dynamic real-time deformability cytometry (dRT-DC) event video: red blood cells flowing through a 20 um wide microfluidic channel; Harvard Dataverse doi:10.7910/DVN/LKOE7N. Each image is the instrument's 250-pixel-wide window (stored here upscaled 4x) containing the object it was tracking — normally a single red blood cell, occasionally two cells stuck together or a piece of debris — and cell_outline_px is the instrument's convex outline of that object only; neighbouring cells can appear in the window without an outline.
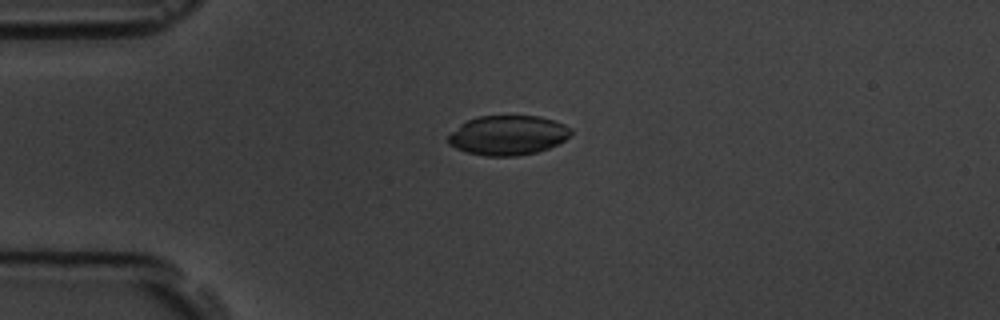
{"species": "common noctule bat (a hibernating species)", "species_latin": "Nyctalus noctula", "temperature_condition": "room temperature", "stored_images_in_passage": 6, "camera_frame_rate_fps": 3000, "um_per_image_px": 0.085, "animal": {"sex": "male", "body_mass_g": 19.5, "forearm_length_mm": 54.6}, "frame": {"image": 1, "passage_image": 3, "time_ms": 2.333, "image_size_px": [1000, 320], "cell_outline_px": [[572, 132], [564, 140], [548, 148], [536, 152], [516, 156], [484, 156], [468, 152], [456, 148], [448, 144], [448, 136], [460, 124], [468, 120], [480, 116], [540, 116], [564, 124], [572, 128]], "centroid_in_image_um": [43.16, 11.5], "position_along_channel_um": 41.8, "area_um2": 28.15}}
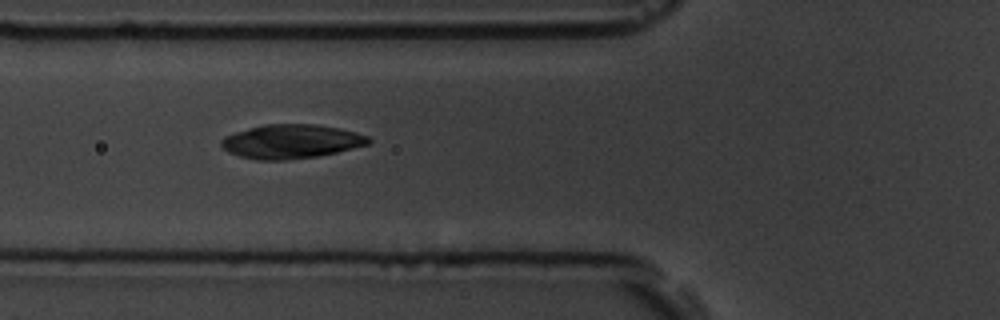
{"frame": {"image": 2, "passage_image": 5, "time_ms": 4.667, "image_size_px": [1000, 320], "cell_outline_px": [[372, 140], [368, 144], [336, 152], [316, 156], [284, 160], [256, 160], [240, 156], [228, 152], [220, 144], [220, 140], [224, 136], [248, 128], [264, 124], [316, 124], [340, 128], [356, 132], [368, 136]], "centroid_in_image_um": [24.73, 12.02], "position_along_channel_um": 101.1, "area_um2": 29.13}}
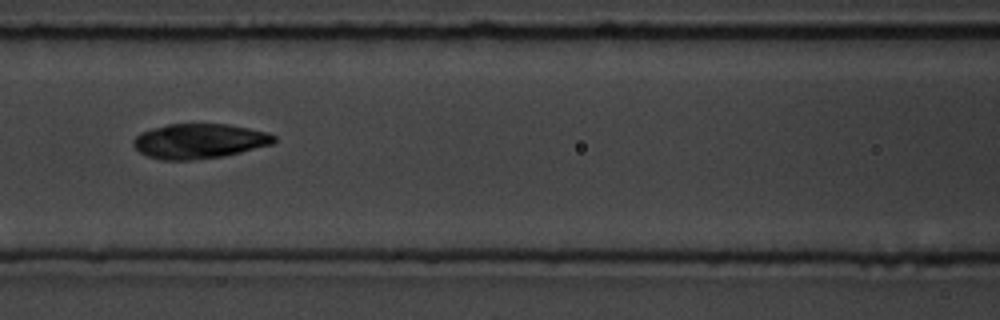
{"frame": {"image": 3, "passage_image": 6, "time_ms": 6.0, "image_size_px": [1000, 320], "cell_outline_px": [[276, 140], [272, 144], [224, 156], [192, 160], [160, 160], [148, 156], [140, 152], [132, 144], [132, 140], [140, 132], [152, 128], [168, 124], [228, 124], [268, 132], [276, 136]], "centroid_in_image_um": [16.92, 11.99], "position_along_channel_um": 149.7, "area_um2": 28.61}}